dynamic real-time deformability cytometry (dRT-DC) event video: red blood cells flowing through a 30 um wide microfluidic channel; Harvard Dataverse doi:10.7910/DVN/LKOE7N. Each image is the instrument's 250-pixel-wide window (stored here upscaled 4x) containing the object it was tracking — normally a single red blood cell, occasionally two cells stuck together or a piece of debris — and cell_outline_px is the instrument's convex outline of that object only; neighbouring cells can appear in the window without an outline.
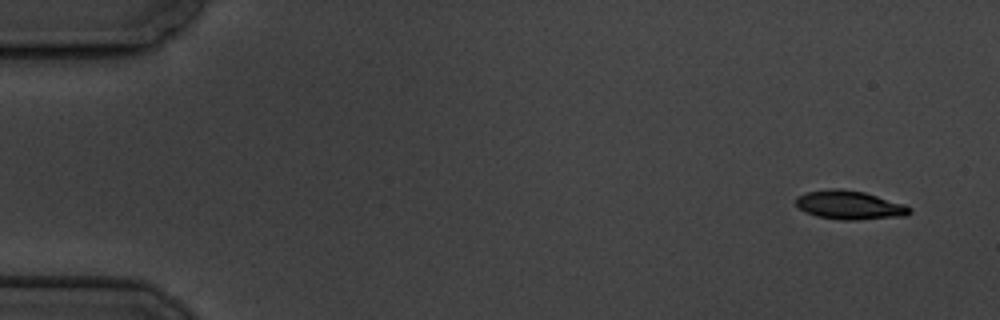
{"species": "common noctule bat (a hibernating species)", "species_latin": "Nyctalus noctula", "temperature_condition": "cold", "stored_images_in_passage": 4, "camera_frame_rate_fps": 3000, "um_per_image_px": 0.085, "animal": {"sex": "male", "body_mass_g": 19.5, "forearm_length_mm": 54.6}, "frame": {"image": 1, "passage_image": 1, "time_ms": 0.0, "image_size_px": [1000, 320], "cell_outline_px": [[912, 212], [908, 216], [856, 220], [840, 220], [816, 216], [804, 212], [796, 204], [796, 196], [804, 192], [832, 188], [840, 188], [864, 192], [904, 204], [912, 208]], "centroid_in_image_um": [72.21, 17.43], "position_along_channel_um": 12.8, "area_um2": 19.31}}
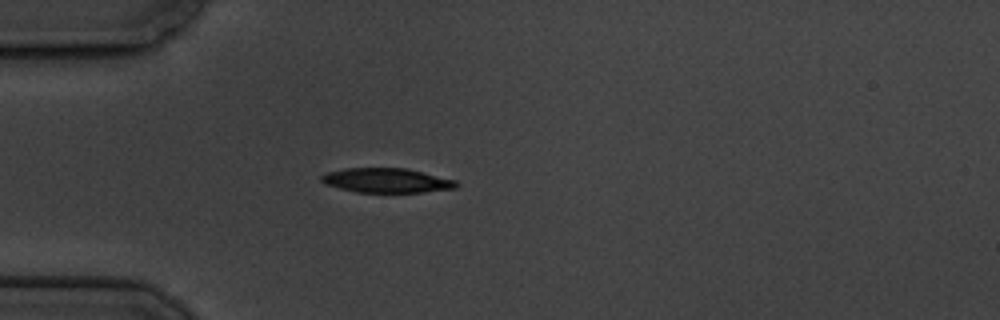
{"frame": {"image": 2, "passage_image": 4, "time_ms": 4.333, "image_size_px": [1000, 320], "cell_outline_px": [[460, 184], [456, 188], [424, 192], [356, 192], [324, 184], [320, 180], [320, 176], [328, 172], [344, 168], [408, 168], [456, 180]], "centroid_in_image_um": [32.88, 15.33], "position_along_channel_um": 52.1, "area_um2": 19.36}}